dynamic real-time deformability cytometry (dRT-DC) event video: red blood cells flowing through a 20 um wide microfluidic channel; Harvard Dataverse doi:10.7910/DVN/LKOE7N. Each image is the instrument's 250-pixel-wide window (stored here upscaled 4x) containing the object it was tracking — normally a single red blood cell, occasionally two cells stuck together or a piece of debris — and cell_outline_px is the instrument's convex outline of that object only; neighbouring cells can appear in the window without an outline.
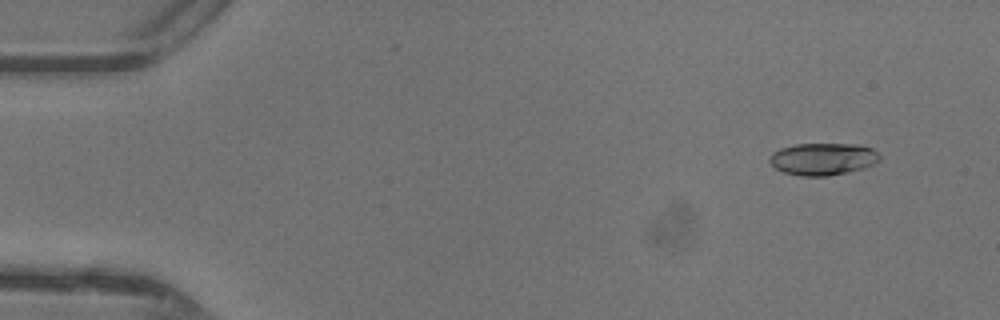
{"species": "common noctule bat (a hibernating species)", "species_latin": "Nyctalus noctula", "temperature_condition": "warm", "stored_images_in_passage": 47, "camera_frame_rate_fps": 3000, "um_per_image_px": 0.085, "animal": {"sex": "female"}, "frame": {"image": 1, "passage_image": 4, "time_ms": 1.0, "image_size_px": [1000, 320], "cell_outline_px": [[880, 160], [876, 164], [864, 168], [848, 172], [828, 176], [800, 176], [784, 172], [776, 168], [768, 160], [768, 156], [772, 152], [780, 148], [796, 144], [860, 144], [872, 148], [880, 156]], "centroid_in_image_um": [69.96, 13.51], "position_along_channel_um": 15.0, "area_um2": 20.87}}
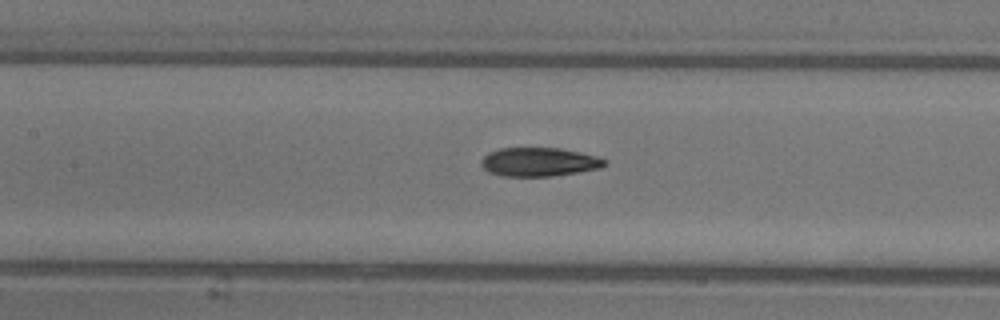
{"frame": {"image": 2, "passage_image": 22, "time_ms": 7.0, "image_size_px": [1000, 320], "cell_outline_px": [[608, 164], [600, 168], [552, 176], [500, 176], [488, 172], [480, 164], [480, 160], [488, 152], [500, 148], [560, 148], [580, 152], [596, 156], [608, 160]], "centroid_in_image_um": [45.81, 13.76], "position_along_channel_um": 161.6, "area_um2": 20.81}}
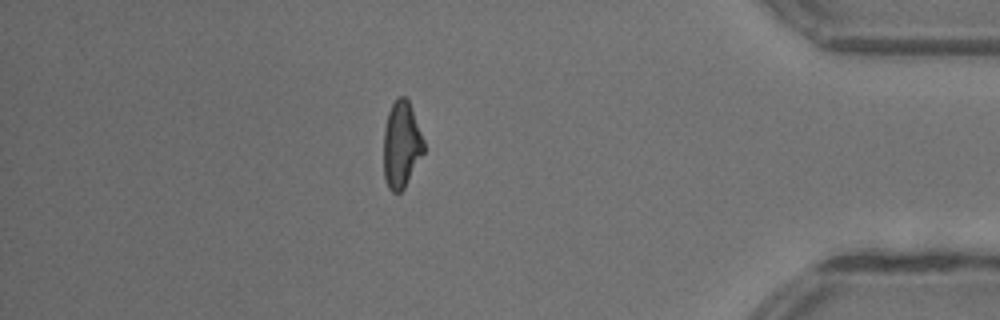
{"frame": {"image": 3, "passage_image": 41, "time_ms": 13.333, "image_size_px": [1000, 320], "cell_outline_px": [[424, 152], [404, 188], [400, 192], [392, 192], [388, 188], [384, 180], [384, 128], [388, 112], [392, 104], [400, 96], [404, 96], [408, 100], [424, 140]], "centroid_in_image_um": [34.11, 12.32], "position_along_channel_um": 401.1, "area_um2": 20.11}, "authors_computed_cell_mechanics": {"area_um2": 20.808, "velocity_mm_per_s": 4.4217, "shape_relaxation_time_tau1_ms": 3.0934, "shape_relaxation_time_tau2_ms": 2.5119, "deformation_change_tau1": 0.1563, "deformation_change_tau2": 0.1079}}